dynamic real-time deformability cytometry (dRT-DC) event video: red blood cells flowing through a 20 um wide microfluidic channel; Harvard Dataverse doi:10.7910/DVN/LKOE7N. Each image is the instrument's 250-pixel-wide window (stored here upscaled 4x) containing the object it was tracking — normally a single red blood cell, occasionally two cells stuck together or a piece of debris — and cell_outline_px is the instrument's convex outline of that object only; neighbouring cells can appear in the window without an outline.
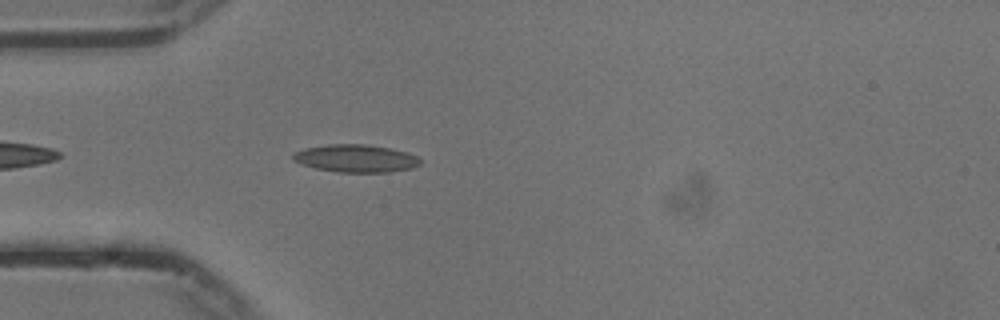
{"species": "common noctule bat (a hibernating species)", "species_latin": "Nyctalus noctula", "temperature_condition": "cold", "stored_images_in_passage": 27, "camera_frame_rate_fps": 3000, "um_per_image_px": 0.085, "animal": {"sex": "male", "body_mass_g": 13.3}, "frame": {"image": 1, "passage_image": 4, "time_ms": 1.0, "image_size_px": [1000, 320], "cell_outline_px": [[420, 164], [412, 168], [388, 172], [336, 172], [316, 168], [300, 164], [292, 160], [292, 156], [296, 152], [304, 148], [328, 144], [364, 144], [388, 148], [408, 152], [416, 156], [420, 160]], "centroid_in_image_um": [30.22, 13.46], "position_along_channel_um": 54.8, "area_um2": 20.46}}
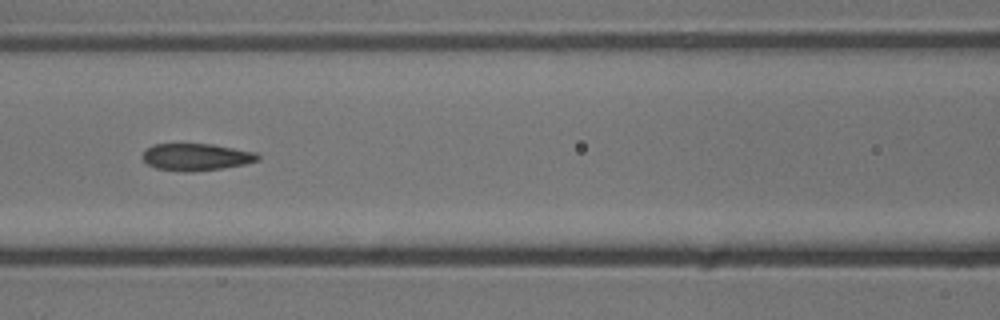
{"frame": {"image": 2, "passage_image": 12, "time_ms": 3.667, "image_size_px": [1000, 320], "cell_outline_px": [[260, 160], [248, 164], [192, 172], [184, 172], [156, 168], [148, 164], [140, 156], [152, 144], [212, 144], [256, 152], [260, 156]], "centroid_in_image_um": [16.7, 13.35], "position_along_channel_um": 149.9, "area_um2": 18.26}}
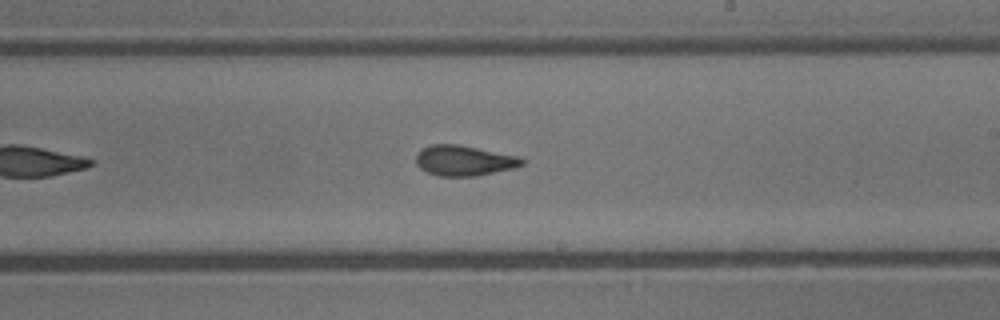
{"frame": {"image": 3, "passage_image": 20, "time_ms": 6.333, "image_size_px": [1000, 320], "cell_outline_px": [[524, 164], [516, 168], [476, 176], [440, 176], [428, 172], [420, 168], [416, 164], [416, 156], [420, 148], [432, 144], [460, 144], [520, 156], [524, 160]], "centroid_in_image_um": [39.47, 13.64], "position_along_channel_um": 249.5, "area_um2": 19.02}}